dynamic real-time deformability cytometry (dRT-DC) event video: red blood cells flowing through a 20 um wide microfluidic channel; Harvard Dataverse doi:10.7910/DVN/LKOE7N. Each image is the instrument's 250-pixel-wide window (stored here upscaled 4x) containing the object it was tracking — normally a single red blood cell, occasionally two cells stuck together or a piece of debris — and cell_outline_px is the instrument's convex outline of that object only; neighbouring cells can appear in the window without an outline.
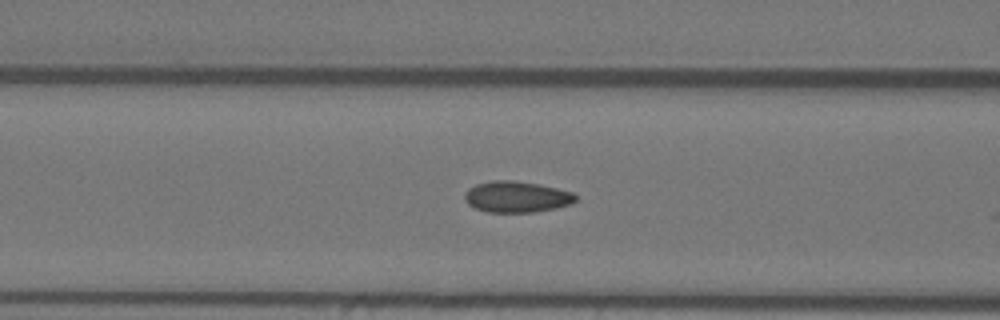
{"species": "Egyptian fruit bat (a non-hibernating species)", "species_latin": "Rousettus aegyptiacus", "temperature_condition": "warm", "stored_images_in_passage": 56, "camera_frame_rate_fps": 3000, "um_per_image_px": 0.085, "animal": {"sex": "female"}, "frame": {"image": 1, "passage_image": 22, "time_ms": 7.0, "image_size_px": [1000, 320], "cell_outline_px": [[576, 200], [572, 204], [536, 212], [488, 212], [476, 208], [468, 204], [464, 200], [464, 192], [468, 188], [476, 184], [492, 180], [512, 180], [536, 184], [556, 188], [572, 192], [576, 196]], "centroid_in_image_um": [43.88, 16.73], "position_along_channel_um": 122.7, "area_um2": 20.11}}
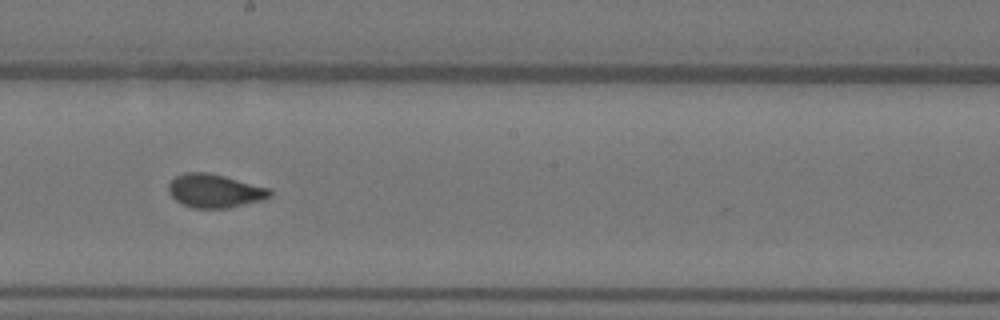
{"frame": {"image": 2, "passage_image": 31, "time_ms": 10.0, "image_size_px": [1000, 320], "cell_outline_px": [[272, 196], [264, 200], [228, 208], [192, 208], [176, 200], [168, 192], [168, 184], [176, 176], [184, 172], [208, 172], [272, 188]], "centroid_in_image_um": [18.29, 16.22], "position_along_channel_um": 229.9, "area_um2": 20.0}}
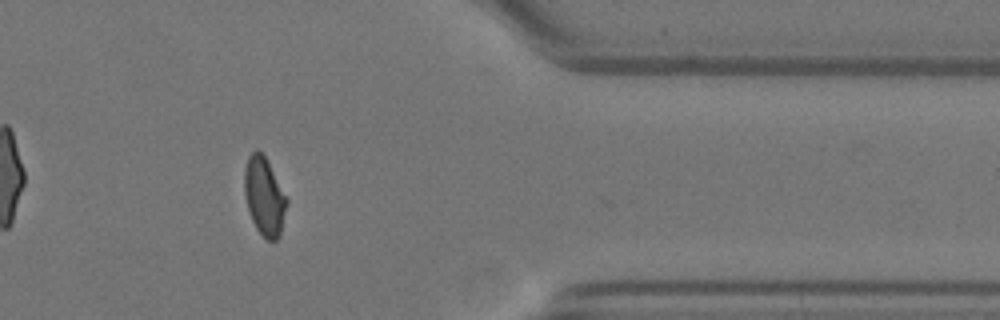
{"frame": {"image": 3, "passage_image": 46, "time_ms": 15.0, "image_size_px": [1000, 320], "cell_outline_px": [[288, 204], [280, 236], [276, 240], [268, 240], [256, 228], [252, 220], [244, 196], [244, 168], [248, 156], [256, 148], [264, 156], [288, 200]], "centroid_in_image_um": [22.46, 16.7], "position_along_channel_um": 388.9, "area_um2": 19.13}, "authors_computed_cell_mechanics": {"area_um2": 19.7965, "velocity_mm_per_s": 3.5801, "shape_relaxation_time_tau1_ms": null, "shape_relaxation_time_tau2_ms": 0.9517, "deformation_change_tau1": null, "deformation_change_tau2": 0.0685}}